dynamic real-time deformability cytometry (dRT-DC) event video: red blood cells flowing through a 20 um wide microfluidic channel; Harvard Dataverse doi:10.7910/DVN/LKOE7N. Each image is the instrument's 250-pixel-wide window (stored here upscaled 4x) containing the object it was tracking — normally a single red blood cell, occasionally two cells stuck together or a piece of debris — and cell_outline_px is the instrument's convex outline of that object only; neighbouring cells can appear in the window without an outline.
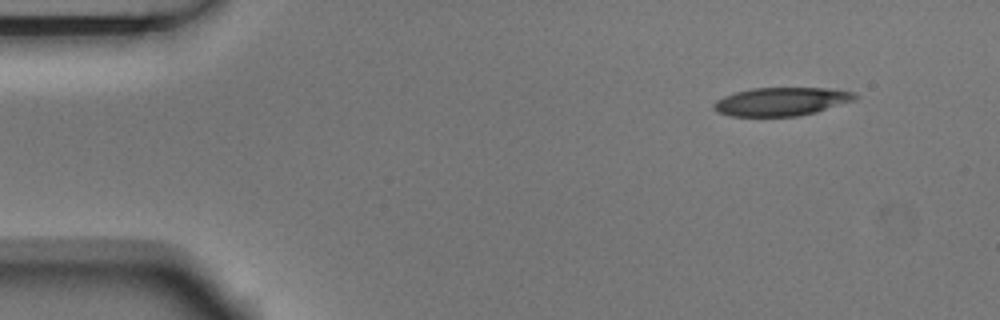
{"species": "Egyptian fruit bat (a non-hibernating species)", "species_latin": "Rousettus aegyptiacus", "temperature_condition": "room temperature", "stored_images_in_passage": 3, "camera_frame_rate_fps": 3000, "um_per_image_px": 0.085, "animal": {"sex": "male"}, "frame": {"image": 1, "passage_image": 1, "time_ms": 0.0, "image_size_px": [1000, 320], "cell_outline_px": [[860, 96], [856, 100], [816, 112], [796, 116], [732, 116], [716, 112], [712, 108], [712, 104], [716, 100], [724, 96], [736, 92], [752, 88], [828, 88], [852, 92]], "centroid_in_image_um": [66.41, 8.63], "position_along_channel_um": 18.6, "area_um2": 23.41}}